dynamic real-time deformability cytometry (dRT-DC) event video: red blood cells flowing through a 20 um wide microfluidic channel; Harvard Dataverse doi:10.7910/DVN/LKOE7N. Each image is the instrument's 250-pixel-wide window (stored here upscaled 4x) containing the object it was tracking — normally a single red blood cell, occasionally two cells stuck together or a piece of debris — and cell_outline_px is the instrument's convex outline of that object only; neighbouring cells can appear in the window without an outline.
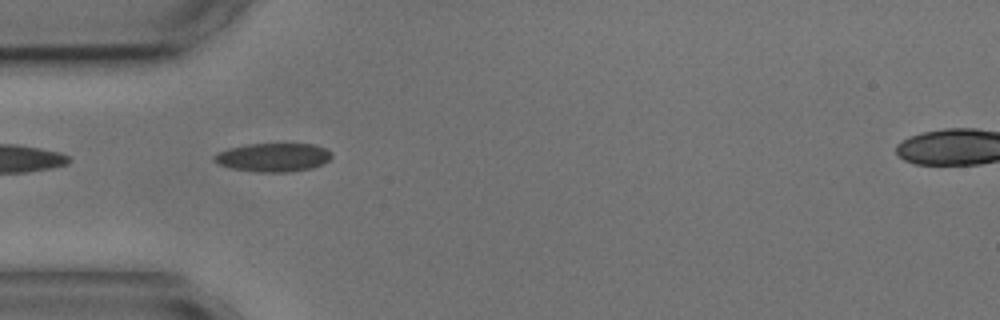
{"species": "common noctule bat (a hibernating species)", "species_latin": "Nyctalus noctula", "temperature_condition": "cold", "stored_images_in_passage": 2, "camera_frame_rate_fps": 3000, "um_per_image_px": 0.085, "animal": {"sex": "male", "body_mass_g": 17.9, "forearm_length_mm": 54.2}, "frame": {"image": 1, "passage_image": 1, "time_ms": 0.0, "image_size_px": [1000, 320], "cell_outline_px": [[332, 156], [324, 164], [312, 168], [288, 172], [256, 172], [232, 168], [220, 164], [212, 160], [212, 156], [228, 148], [248, 144], [312, 144], [324, 148], [332, 152]], "centroid_in_image_um": [23.23, 13.38], "position_along_channel_um": 61.8, "area_um2": 19.54}}